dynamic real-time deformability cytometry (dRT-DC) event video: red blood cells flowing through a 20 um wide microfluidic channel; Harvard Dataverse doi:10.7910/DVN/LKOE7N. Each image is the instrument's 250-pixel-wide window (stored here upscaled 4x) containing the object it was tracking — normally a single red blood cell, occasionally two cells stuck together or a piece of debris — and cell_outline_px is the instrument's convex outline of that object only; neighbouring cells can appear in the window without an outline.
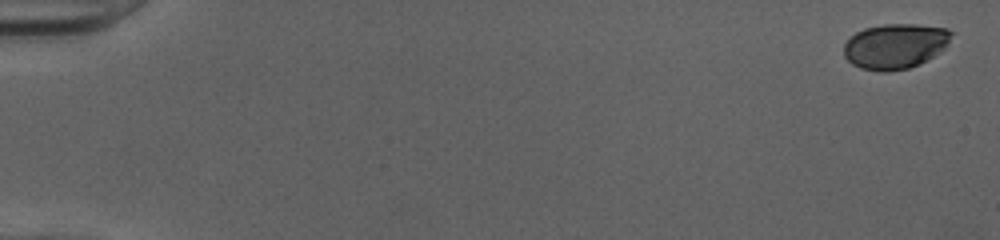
{"species": "human", "species_latin": "Homo sapiens", "temperature_condition": "cold", "stored_images_in_passage": 52, "camera_frame_rate_fps": 3000, "um_per_image_px": 0.085, "donor": {"sex": "female"}, "frame": {"image": 1, "passage_image": 1, "time_ms": 0.0, "image_size_px": [1000, 240], "cell_outline_px": [[956, 32], [948, 44], [940, 52], [920, 64], [908, 68], [888, 72], [880, 72], [860, 68], [852, 64], [844, 56], [844, 44], [856, 32], [864, 28], [884, 24], [916, 24], [948, 28]], "centroid_in_image_um": [76.13, 3.92], "position_along_channel_um": 8.9, "area_um2": 28.67}}
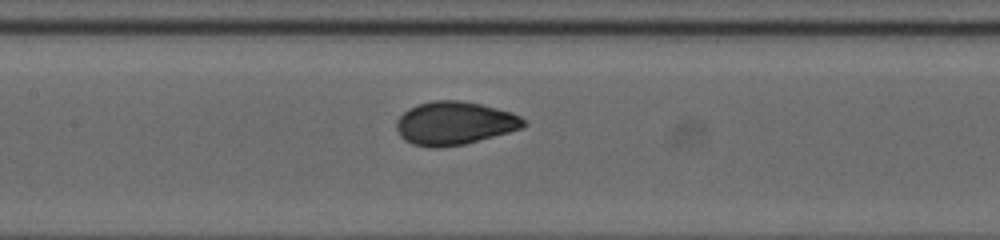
{"frame": {"image": 2, "passage_image": 26, "time_ms": 8.333, "image_size_px": [1000, 240], "cell_outline_px": [[528, 124], [520, 128], [508, 132], [464, 144], [440, 148], [428, 148], [412, 144], [404, 140], [400, 136], [396, 128], [396, 120], [408, 108], [416, 104], [432, 100], [460, 100], [480, 104], [512, 112], [520, 116]], "centroid_in_image_um": [38.59, 10.47], "position_along_channel_um": 168.8, "area_um2": 32.19}}
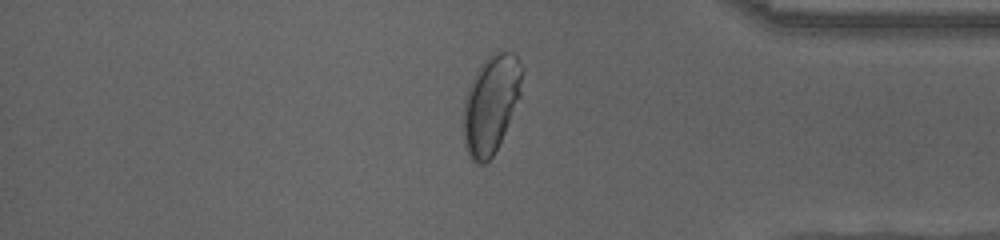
{"frame": {"image": 3, "passage_image": 44, "time_ms": 14.333, "image_size_px": [1000, 240], "cell_outline_px": [[524, 72], [520, 96], [504, 132], [492, 156], [484, 164], [476, 164], [472, 160], [464, 144], [464, 96], [480, 64], [492, 52], [500, 48], [512, 52], [516, 56], [524, 68]], "centroid_in_image_um": [41.75, 8.77], "position_along_channel_um": 393.5, "area_um2": 33.64}, "authors_computed_cell_mechanics": {"area_um2": 30.8652, "velocity_mm_per_s": 4.0351, "shape_relaxation_time_tau1_ms": 4.4644, "shape_relaxation_time_tau2_ms": null, "deformation_change_tau1": 0.1595, "deformation_change_tau2": null}}